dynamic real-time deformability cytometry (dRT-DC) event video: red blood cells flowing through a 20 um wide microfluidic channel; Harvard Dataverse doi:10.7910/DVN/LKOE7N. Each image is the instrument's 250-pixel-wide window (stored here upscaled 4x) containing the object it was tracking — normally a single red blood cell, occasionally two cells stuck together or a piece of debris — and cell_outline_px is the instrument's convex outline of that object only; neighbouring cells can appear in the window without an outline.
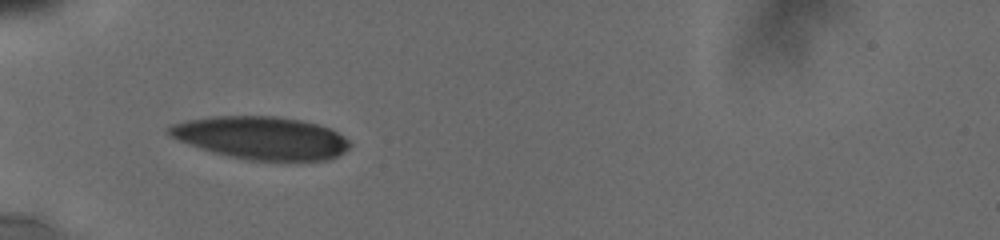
{"species": "human", "species_latin": "Homo sapiens", "temperature_condition": "cold", "stored_images_in_passage": 15, "camera_frame_rate_fps": 3000, "um_per_image_px": 0.085, "donor": {"sex": "male"}, "frame": {"image": 1, "passage_image": 3, "time_ms": 0.667, "image_size_px": [1000, 240], "cell_outline_px": [[352, 144], [344, 152], [328, 160], [248, 160], [228, 156], [212, 152], [200, 148], [180, 140], [172, 136], [168, 132], [168, 128], [172, 124], [188, 120], [212, 116], [276, 116], [300, 120], [316, 124], [328, 128], [344, 136]], "centroid_in_image_um": [22.22, 11.72], "position_along_channel_um": 62.8, "area_um2": 44.68}}
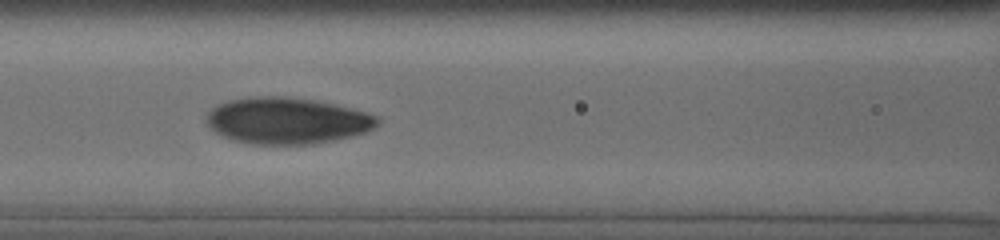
{"frame": {"image": 2, "passage_image": 11, "time_ms": 3.0, "image_size_px": [1000, 240], "cell_outline_px": [[380, 124], [376, 128], [352, 136], [316, 144], [252, 144], [232, 140], [220, 136], [208, 124], [208, 112], [212, 108], [228, 100], [260, 96], [284, 96], [312, 100], [332, 104], [364, 112], [376, 116], [380, 120]], "centroid_in_image_um": [24.4, 10.27], "position_along_channel_um": 142.2, "area_um2": 45.95}}
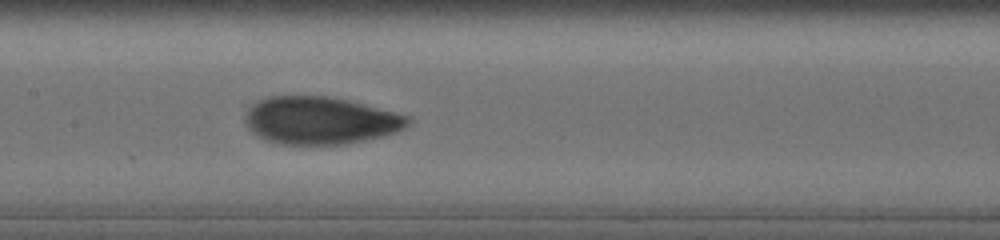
{"frame": {"image": 3, "passage_image": 14, "time_ms": 4.0, "image_size_px": [1000, 240], "cell_outline_px": [[412, 120], [404, 128], [396, 132], [380, 136], [344, 144], [280, 144], [268, 140], [252, 132], [248, 128], [244, 120], [248, 108], [252, 104], [268, 96], [328, 96], [348, 100], [412, 116]], "centroid_in_image_um": [27.23, 10.23], "position_along_channel_um": 180.2, "area_um2": 44.91}}